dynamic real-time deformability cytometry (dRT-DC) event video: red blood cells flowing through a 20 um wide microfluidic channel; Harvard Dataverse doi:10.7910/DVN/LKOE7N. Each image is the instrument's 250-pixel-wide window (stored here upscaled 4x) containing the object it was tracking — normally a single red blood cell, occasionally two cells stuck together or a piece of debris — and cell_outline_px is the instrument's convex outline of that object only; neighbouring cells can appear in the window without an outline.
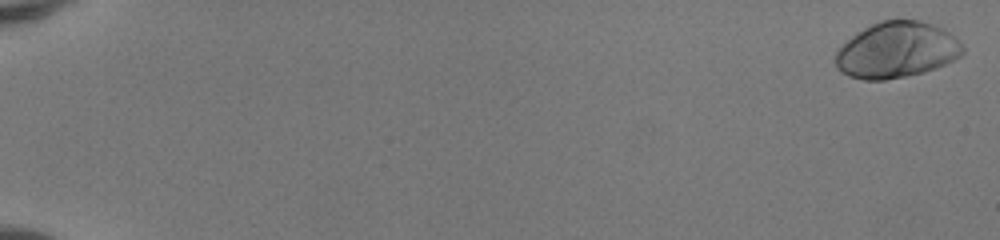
{"species": "human", "species_latin": "Homo sapiens", "temperature_condition": "room temperature", "stored_images_in_passage": 52, "camera_frame_rate_fps": 3000, "um_per_image_px": 0.085, "donor": {"sex": "female"}, "frame": {"image": 1, "passage_image": 1, "time_ms": 0.0, "image_size_px": [1000, 240], "cell_outline_px": [[964, 52], [960, 56], [936, 68], [924, 72], [884, 80], [864, 80], [848, 76], [840, 72], [836, 68], [832, 60], [836, 52], [856, 32], [880, 20], [920, 20], [932, 24], [948, 32], [964, 48]], "centroid_in_image_um": [76.16, 4.27], "position_along_channel_um": 8.8, "area_um2": 41.33}}
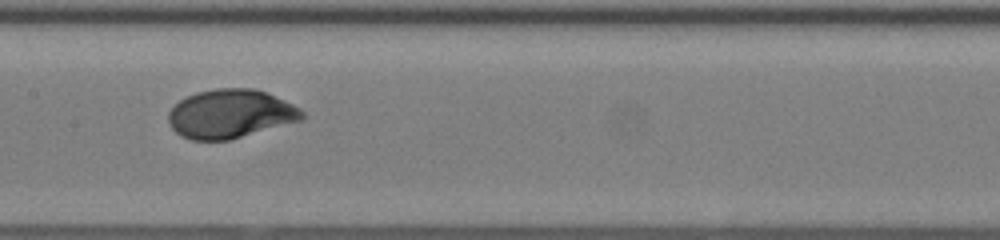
{"frame": {"image": 2, "passage_image": 29, "time_ms": 9.333, "image_size_px": [1000, 240], "cell_outline_px": [[304, 116], [300, 120], [228, 140], [192, 140], [180, 136], [172, 128], [168, 120], [168, 112], [180, 100], [196, 92], [216, 88], [252, 88], [264, 92], [284, 100], [300, 108], [304, 112]], "centroid_in_image_um": [19.55, 9.67], "position_along_channel_um": 187.9, "area_um2": 37.57}}
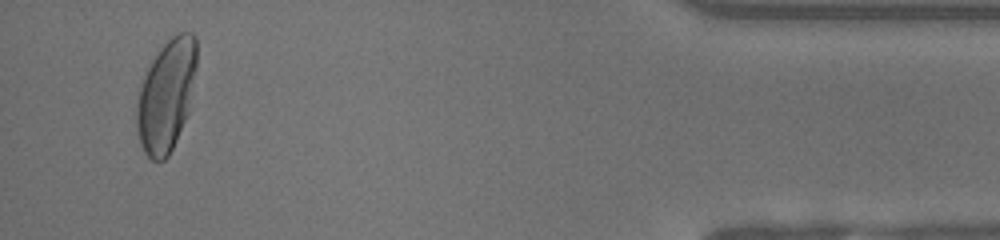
{"frame": {"image": 3, "passage_image": 50, "time_ms": 16.333, "image_size_px": [1000, 240], "cell_outline_px": [[196, 68], [188, 112], [176, 140], [168, 156], [164, 160], [156, 164], [144, 152], [140, 144], [136, 124], [136, 104], [140, 88], [144, 76], [156, 52], [176, 32], [192, 32], [196, 36]], "centroid_in_image_um": [14.13, 8.12], "position_along_channel_um": 421.1, "area_um2": 39.02}, "authors_computed_cell_mechanics": {"area_um2": 37.6567, "velocity_mm_per_s": 4.1435, "shape_relaxation_time_tau1_ms": 2.4263, "shape_relaxation_time_tau2_ms": null, "deformation_change_tau1": 0.1668, "deformation_change_tau2": null}}